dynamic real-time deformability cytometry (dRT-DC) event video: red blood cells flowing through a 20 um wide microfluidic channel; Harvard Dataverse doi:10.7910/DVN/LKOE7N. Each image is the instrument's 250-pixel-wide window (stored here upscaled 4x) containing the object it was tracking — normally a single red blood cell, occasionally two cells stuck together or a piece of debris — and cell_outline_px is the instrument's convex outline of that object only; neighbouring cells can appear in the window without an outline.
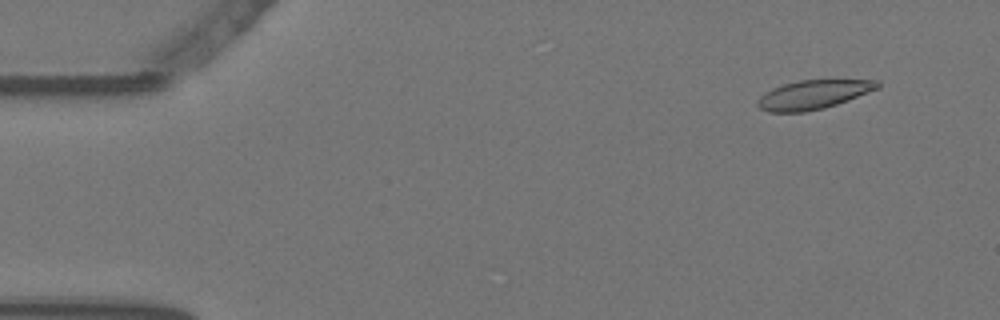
{"species": "Egyptian fruit bat (a non-hibernating species)", "species_latin": "Rousettus aegyptiacus", "temperature_condition": "warm", "stored_images_in_passage": 58, "camera_frame_rate_fps": 3000, "um_per_image_px": 0.085, "animal": {"sex": "female"}, "frame": {"image": 1, "passage_image": 5, "time_ms": 1.333, "image_size_px": [1000, 320], "cell_outline_px": [[880, 88], [848, 100], [824, 108], [804, 112], [768, 112], [760, 108], [756, 104], [756, 100], [764, 92], [772, 88], [784, 84], [800, 80], [880, 80]], "centroid_in_image_um": [69.12, 8.04], "position_along_channel_um": 15.9, "area_um2": 20.29}}
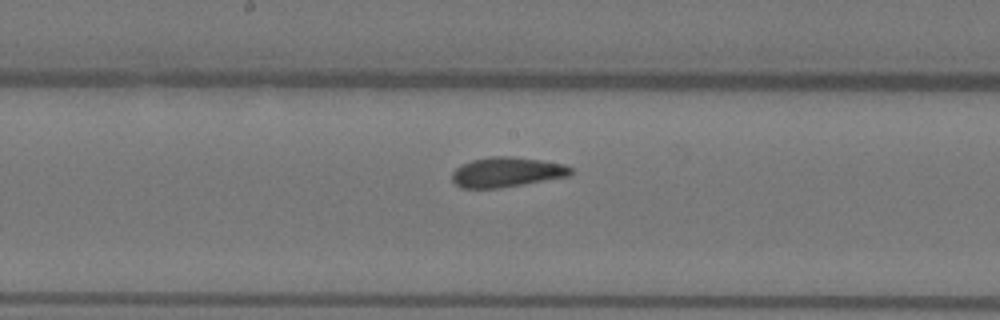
{"frame": {"image": 2, "passage_image": 30, "time_ms": 9.667, "image_size_px": [1000, 320], "cell_outline_px": [[576, 172], [572, 176], [500, 188], [460, 188], [452, 180], [452, 172], [460, 164], [472, 160], [488, 156], [516, 156], [544, 160], [568, 164], [576, 168]], "centroid_in_image_um": [43.18, 14.61], "position_along_channel_um": 205.0, "area_um2": 21.44}}
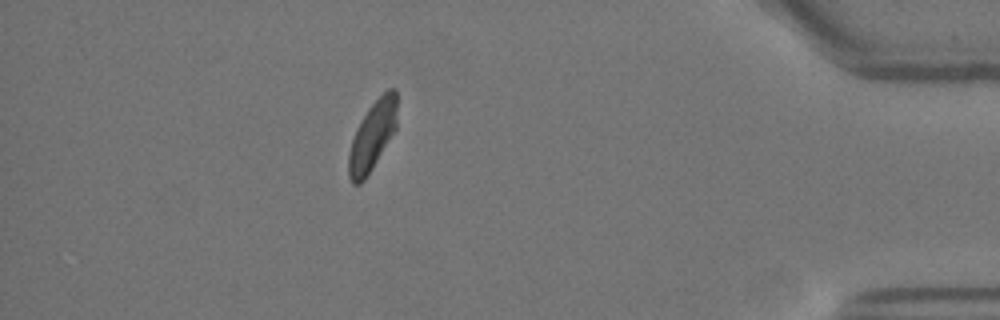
{"frame": {"image": 3, "passage_image": 51, "time_ms": 16.667, "image_size_px": [1000, 320], "cell_outline_px": [[396, 128], [372, 168], [364, 180], [360, 184], [352, 184], [348, 176], [348, 152], [356, 128], [360, 120], [368, 108], [388, 88], [396, 88]], "centroid_in_image_um": [31.62, 11.56], "position_along_channel_um": 403.6, "area_um2": 19.31}, "authors_computed_cell_mechanics": {"area_um2": 20.808, "velocity_mm_per_s": 3.5039, "shape_relaxation_time_tau1_ms": null, "shape_relaxation_time_tau2_ms": 1.7684, "deformation_change_tau1": null, "deformation_change_tau2": 0.0801}}